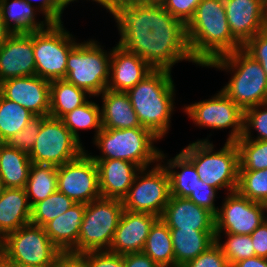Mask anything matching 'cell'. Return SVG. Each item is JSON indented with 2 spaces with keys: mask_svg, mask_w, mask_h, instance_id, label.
Segmentation results:
<instances>
[{
  "mask_svg": "<svg viewBox=\"0 0 267 267\" xmlns=\"http://www.w3.org/2000/svg\"><path fill=\"white\" fill-rule=\"evenodd\" d=\"M103 8L113 15L118 45L144 59L154 70H168L183 60L195 63L186 26L160 3L146 0H109Z\"/></svg>",
  "mask_w": 267,
  "mask_h": 267,
  "instance_id": "1",
  "label": "cell"
},
{
  "mask_svg": "<svg viewBox=\"0 0 267 267\" xmlns=\"http://www.w3.org/2000/svg\"><path fill=\"white\" fill-rule=\"evenodd\" d=\"M186 37L193 60L202 67L242 48L231 34L223 0H201L186 25Z\"/></svg>",
  "mask_w": 267,
  "mask_h": 267,
  "instance_id": "2",
  "label": "cell"
},
{
  "mask_svg": "<svg viewBox=\"0 0 267 267\" xmlns=\"http://www.w3.org/2000/svg\"><path fill=\"white\" fill-rule=\"evenodd\" d=\"M172 71L153 70L133 88L126 91L143 128L159 139L167 133L174 111L175 85Z\"/></svg>",
  "mask_w": 267,
  "mask_h": 267,
  "instance_id": "3",
  "label": "cell"
},
{
  "mask_svg": "<svg viewBox=\"0 0 267 267\" xmlns=\"http://www.w3.org/2000/svg\"><path fill=\"white\" fill-rule=\"evenodd\" d=\"M206 67L230 72L232 76L221 91L243 111L267 102L266 74L260 63L242 48L213 60Z\"/></svg>",
  "mask_w": 267,
  "mask_h": 267,
  "instance_id": "4",
  "label": "cell"
},
{
  "mask_svg": "<svg viewBox=\"0 0 267 267\" xmlns=\"http://www.w3.org/2000/svg\"><path fill=\"white\" fill-rule=\"evenodd\" d=\"M209 138L189 143L181 152L193 163L200 180L217 191L237 190L239 176V152L235 142H225L224 146L214 151Z\"/></svg>",
  "mask_w": 267,
  "mask_h": 267,
  "instance_id": "5",
  "label": "cell"
},
{
  "mask_svg": "<svg viewBox=\"0 0 267 267\" xmlns=\"http://www.w3.org/2000/svg\"><path fill=\"white\" fill-rule=\"evenodd\" d=\"M160 140L143 127L104 129L96 135L94 145L102 153L93 159H122L147 168L160 161L161 150L154 145ZM153 163V164H152Z\"/></svg>",
  "mask_w": 267,
  "mask_h": 267,
  "instance_id": "6",
  "label": "cell"
},
{
  "mask_svg": "<svg viewBox=\"0 0 267 267\" xmlns=\"http://www.w3.org/2000/svg\"><path fill=\"white\" fill-rule=\"evenodd\" d=\"M96 40L78 43L67 57L66 80L98 97L107 89L110 80L111 51L103 50Z\"/></svg>",
  "mask_w": 267,
  "mask_h": 267,
  "instance_id": "7",
  "label": "cell"
},
{
  "mask_svg": "<svg viewBox=\"0 0 267 267\" xmlns=\"http://www.w3.org/2000/svg\"><path fill=\"white\" fill-rule=\"evenodd\" d=\"M123 211L122 200L118 199L100 197L86 204L78 242L70 252L109 250Z\"/></svg>",
  "mask_w": 267,
  "mask_h": 267,
  "instance_id": "8",
  "label": "cell"
},
{
  "mask_svg": "<svg viewBox=\"0 0 267 267\" xmlns=\"http://www.w3.org/2000/svg\"><path fill=\"white\" fill-rule=\"evenodd\" d=\"M61 252L43 227L31 223L1 240L2 259L11 265L54 266Z\"/></svg>",
  "mask_w": 267,
  "mask_h": 267,
  "instance_id": "9",
  "label": "cell"
},
{
  "mask_svg": "<svg viewBox=\"0 0 267 267\" xmlns=\"http://www.w3.org/2000/svg\"><path fill=\"white\" fill-rule=\"evenodd\" d=\"M61 23H51L47 28L33 31V50L36 75L53 81L67 76V57L79 43Z\"/></svg>",
  "mask_w": 267,
  "mask_h": 267,
  "instance_id": "10",
  "label": "cell"
},
{
  "mask_svg": "<svg viewBox=\"0 0 267 267\" xmlns=\"http://www.w3.org/2000/svg\"><path fill=\"white\" fill-rule=\"evenodd\" d=\"M148 168L138 171L122 204L128 211L161 217L171 196L169 175L160 161Z\"/></svg>",
  "mask_w": 267,
  "mask_h": 267,
  "instance_id": "11",
  "label": "cell"
},
{
  "mask_svg": "<svg viewBox=\"0 0 267 267\" xmlns=\"http://www.w3.org/2000/svg\"><path fill=\"white\" fill-rule=\"evenodd\" d=\"M84 151L85 147L61 119L48 116L42 122L29 157L32 163L59 167L77 158Z\"/></svg>",
  "mask_w": 267,
  "mask_h": 267,
  "instance_id": "12",
  "label": "cell"
},
{
  "mask_svg": "<svg viewBox=\"0 0 267 267\" xmlns=\"http://www.w3.org/2000/svg\"><path fill=\"white\" fill-rule=\"evenodd\" d=\"M210 99L183 107V110L199 127L223 130L231 128L226 142H236L243 135L244 111L221 90Z\"/></svg>",
  "mask_w": 267,
  "mask_h": 267,
  "instance_id": "13",
  "label": "cell"
},
{
  "mask_svg": "<svg viewBox=\"0 0 267 267\" xmlns=\"http://www.w3.org/2000/svg\"><path fill=\"white\" fill-rule=\"evenodd\" d=\"M85 150L77 158L57 167V191L75 203L88 204L101 197L96 162Z\"/></svg>",
  "mask_w": 267,
  "mask_h": 267,
  "instance_id": "14",
  "label": "cell"
},
{
  "mask_svg": "<svg viewBox=\"0 0 267 267\" xmlns=\"http://www.w3.org/2000/svg\"><path fill=\"white\" fill-rule=\"evenodd\" d=\"M215 215V236L221 233L250 235L264 222L262 203L242 196L237 190L227 192Z\"/></svg>",
  "mask_w": 267,
  "mask_h": 267,
  "instance_id": "15",
  "label": "cell"
},
{
  "mask_svg": "<svg viewBox=\"0 0 267 267\" xmlns=\"http://www.w3.org/2000/svg\"><path fill=\"white\" fill-rule=\"evenodd\" d=\"M0 94L35 116H49L50 81L37 75L10 78L0 82Z\"/></svg>",
  "mask_w": 267,
  "mask_h": 267,
  "instance_id": "16",
  "label": "cell"
},
{
  "mask_svg": "<svg viewBox=\"0 0 267 267\" xmlns=\"http://www.w3.org/2000/svg\"><path fill=\"white\" fill-rule=\"evenodd\" d=\"M36 75L33 31L13 33L0 48V82Z\"/></svg>",
  "mask_w": 267,
  "mask_h": 267,
  "instance_id": "17",
  "label": "cell"
},
{
  "mask_svg": "<svg viewBox=\"0 0 267 267\" xmlns=\"http://www.w3.org/2000/svg\"><path fill=\"white\" fill-rule=\"evenodd\" d=\"M232 36L243 46L266 29L265 0H223Z\"/></svg>",
  "mask_w": 267,
  "mask_h": 267,
  "instance_id": "18",
  "label": "cell"
},
{
  "mask_svg": "<svg viewBox=\"0 0 267 267\" xmlns=\"http://www.w3.org/2000/svg\"><path fill=\"white\" fill-rule=\"evenodd\" d=\"M158 218L124 209L108 251L120 255L142 252L151 227Z\"/></svg>",
  "mask_w": 267,
  "mask_h": 267,
  "instance_id": "19",
  "label": "cell"
},
{
  "mask_svg": "<svg viewBox=\"0 0 267 267\" xmlns=\"http://www.w3.org/2000/svg\"><path fill=\"white\" fill-rule=\"evenodd\" d=\"M154 69L141 57L118 44L112 48L108 90L126 92L133 88Z\"/></svg>",
  "mask_w": 267,
  "mask_h": 267,
  "instance_id": "20",
  "label": "cell"
},
{
  "mask_svg": "<svg viewBox=\"0 0 267 267\" xmlns=\"http://www.w3.org/2000/svg\"><path fill=\"white\" fill-rule=\"evenodd\" d=\"M160 218L169 229L215 231V216L186 197L170 196Z\"/></svg>",
  "mask_w": 267,
  "mask_h": 267,
  "instance_id": "21",
  "label": "cell"
},
{
  "mask_svg": "<svg viewBox=\"0 0 267 267\" xmlns=\"http://www.w3.org/2000/svg\"><path fill=\"white\" fill-rule=\"evenodd\" d=\"M98 167L101 197L122 200L141 169L122 159H93Z\"/></svg>",
  "mask_w": 267,
  "mask_h": 267,
  "instance_id": "22",
  "label": "cell"
},
{
  "mask_svg": "<svg viewBox=\"0 0 267 267\" xmlns=\"http://www.w3.org/2000/svg\"><path fill=\"white\" fill-rule=\"evenodd\" d=\"M31 206L24 188H5L0 196V240L30 223Z\"/></svg>",
  "mask_w": 267,
  "mask_h": 267,
  "instance_id": "23",
  "label": "cell"
},
{
  "mask_svg": "<svg viewBox=\"0 0 267 267\" xmlns=\"http://www.w3.org/2000/svg\"><path fill=\"white\" fill-rule=\"evenodd\" d=\"M102 98L101 124L104 129H127L142 127L126 92L106 89Z\"/></svg>",
  "mask_w": 267,
  "mask_h": 267,
  "instance_id": "24",
  "label": "cell"
},
{
  "mask_svg": "<svg viewBox=\"0 0 267 267\" xmlns=\"http://www.w3.org/2000/svg\"><path fill=\"white\" fill-rule=\"evenodd\" d=\"M85 208L86 204L75 203L43 226L50 240L62 252H70L77 245Z\"/></svg>",
  "mask_w": 267,
  "mask_h": 267,
  "instance_id": "25",
  "label": "cell"
},
{
  "mask_svg": "<svg viewBox=\"0 0 267 267\" xmlns=\"http://www.w3.org/2000/svg\"><path fill=\"white\" fill-rule=\"evenodd\" d=\"M38 12L41 14L37 5H30L25 0H0L1 18L12 33H29L47 28L52 22L47 18L36 20Z\"/></svg>",
  "mask_w": 267,
  "mask_h": 267,
  "instance_id": "26",
  "label": "cell"
},
{
  "mask_svg": "<svg viewBox=\"0 0 267 267\" xmlns=\"http://www.w3.org/2000/svg\"><path fill=\"white\" fill-rule=\"evenodd\" d=\"M175 267L193 260L215 242V231L170 229Z\"/></svg>",
  "mask_w": 267,
  "mask_h": 267,
  "instance_id": "27",
  "label": "cell"
},
{
  "mask_svg": "<svg viewBox=\"0 0 267 267\" xmlns=\"http://www.w3.org/2000/svg\"><path fill=\"white\" fill-rule=\"evenodd\" d=\"M166 157L167 155L161 151L160 162H163L170 179V195L187 198L200 180L196 168L181 151L175 157L167 159L165 163L163 160H166Z\"/></svg>",
  "mask_w": 267,
  "mask_h": 267,
  "instance_id": "28",
  "label": "cell"
},
{
  "mask_svg": "<svg viewBox=\"0 0 267 267\" xmlns=\"http://www.w3.org/2000/svg\"><path fill=\"white\" fill-rule=\"evenodd\" d=\"M31 166L28 154L7 143L0 145V178L5 188H25Z\"/></svg>",
  "mask_w": 267,
  "mask_h": 267,
  "instance_id": "29",
  "label": "cell"
},
{
  "mask_svg": "<svg viewBox=\"0 0 267 267\" xmlns=\"http://www.w3.org/2000/svg\"><path fill=\"white\" fill-rule=\"evenodd\" d=\"M87 97L90 98V94L66 79L50 81L49 116L61 119L68 112L85 104L88 101Z\"/></svg>",
  "mask_w": 267,
  "mask_h": 267,
  "instance_id": "30",
  "label": "cell"
},
{
  "mask_svg": "<svg viewBox=\"0 0 267 267\" xmlns=\"http://www.w3.org/2000/svg\"><path fill=\"white\" fill-rule=\"evenodd\" d=\"M142 252L159 267H175L170 229L160 217L152 225Z\"/></svg>",
  "mask_w": 267,
  "mask_h": 267,
  "instance_id": "31",
  "label": "cell"
},
{
  "mask_svg": "<svg viewBox=\"0 0 267 267\" xmlns=\"http://www.w3.org/2000/svg\"><path fill=\"white\" fill-rule=\"evenodd\" d=\"M57 167L32 163L29 177L25 185L30 206L46 199L57 191Z\"/></svg>",
  "mask_w": 267,
  "mask_h": 267,
  "instance_id": "32",
  "label": "cell"
},
{
  "mask_svg": "<svg viewBox=\"0 0 267 267\" xmlns=\"http://www.w3.org/2000/svg\"><path fill=\"white\" fill-rule=\"evenodd\" d=\"M61 120L73 136L82 144L79 130L95 129L94 138L101 131V107L99 104L88 100L82 106L68 112Z\"/></svg>",
  "mask_w": 267,
  "mask_h": 267,
  "instance_id": "33",
  "label": "cell"
},
{
  "mask_svg": "<svg viewBox=\"0 0 267 267\" xmlns=\"http://www.w3.org/2000/svg\"><path fill=\"white\" fill-rule=\"evenodd\" d=\"M33 116L28 109L0 94V142L6 143L20 132Z\"/></svg>",
  "mask_w": 267,
  "mask_h": 267,
  "instance_id": "34",
  "label": "cell"
},
{
  "mask_svg": "<svg viewBox=\"0 0 267 267\" xmlns=\"http://www.w3.org/2000/svg\"><path fill=\"white\" fill-rule=\"evenodd\" d=\"M75 202L65 194L56 191L31 207L30 223L43 227L49 221L70 209Z\"/></svg>",
  "mask_w": 267,
  "mask_h": 267,
  "instance_id": "35",
  "label": "cell"
},
{
  "mask_svg": "<svg viewBox=\"0 0 267 267\" xmlns=\"http://www.w3.org/2000/svg\"><path fill=\"white\" fill-rule=\"evenodd\" d=\"M235 143L239 152V170L267 168V140L240 138Z\"/></svg>",
  "mask_w": 267,
  "mask_h": 267,
  "instance_id": "36",
  "label": "cell"
},
{
  "mask_svg": "<svg viewBox=\"0 0 267 267\" xmlns=\"http://www.w3.org/2000/svg\"><path fill=\"white\" fill-rule=\"evenodd\" d=\"M237 191L254 202H265L267 200V168L239 170Z\"/></svg>",
  "mask_w": 267,
  "mask_h": 267,
  "instance_id": "37",
  "label": "cell"
},
{
  "mask_svg": "<svg viewBox=\"0 0 267 267\" xmlns=\"http://www.w3.org/2000/svg\"><path fill=\"white\" fill-rule=\"evenodd\" d=\"M223 235L227 236L225 237L227 238L225 242L223 241L222 243L221 236H215V241L221 248L230 267L240 260L255 256V250L250 235L231 233H223Z\"/></svg>",
  "mask_w": 267,
  "mask_h": 267,
  "instance_id": "38",
  "label": "cell"
},
{
  "mask_svg": "<svg viewBox=\"0 0 267 267\" xmlns=\"http://www.w3.org/2000/svg\"><path fill=\"white\" fill-rule=\"evenodd\" d=\"M252 129L258 132L256 138L251 135ZM241 138L267 140V102L244 110Z\"/></svg>",
  "mask_w": 267,
  "mask_h": 267,
  "instance_id": "39",
  "label": "cell"
},
{
  "mask_svg": "<svg viewBox=\"0 0 267 267\" xmlns=\"http://www.w3.org/2000/svg\"><path fill=\"white\" fill-rule=\"evenodd\" d=\"M48 116H33L27 125L6 142L9 146L29 155L31 152L42 122Z\"/></svg>",
  "mask_w": 267,
  "mask_h": 267,
  "instance_id": "40",
  "label": "cell"
},
{
  "mask_svg": "<svg viewBox=\"0 0 267 267\" xmlns=\"http://www.w3.org/2000/svg\"><path fill=\"white\" fill-rule=\"evenodd\" d=\"M181 267H230L221 248L215 241L203 253Z\"/></svg>",
  "mask_w": 267,
  "mask_h": 267,
  "instance_id": "41",
  "label": "cell"
},
{
  "mask_svg": "<svg viewBox=\"0 0 267 267\" xmlns=\"http://www.w3.org/2000/svg\"><path fill=\"white\" fill-rule=\"evenodd\" d=\"M200 2L201 0H164L161 5L172 17L186 26Z\"/></svg>",
  "mask_w": 267,
  "mask_h": 267,
  "instance_id": "42",
  "label": "cell"
},
{
  "mask_svg": "<svg viewBox=\"0 0 267 267\" xmlns=\"http://www.w3.org/2000/svg\"><path fill=\"white\" fill-rule=\"evenodd\" d=\"M242 49L260 63L267 77V28L248 40Z\"/></svg>",
  "mask_w": 267,
  "mask_h": 267,
  "instance_id": "43",
  "label": "cell"
},
{
  "mask_svg": "<svg viewBox=\"0 0 267 267\" xmlns=\"http://www.w3.org/2000/svg\"><path fill=\"white\" fill-rule=\"evenodd\" d=\"M217 190L202 180H198V185L195 190L187 197L190 201L198 205L199 207L205 208L210 211L214 216L218 212V206H215V198H218Z\"/></svg>",
  "mask_w": 267,
  "mask_h": 267,
  "instance_id": "44",
  "label": "cell"
},
{
  "mask_svg": "<svg viewBox=\"0 0 267 267\" xmlns=\"http://www.w3.org/2000/svg\"><path fill=\"white\" fill-rule=\"evenodd\" d=\"M30 5H34L32 0H25ZM37 8L41 11L44 18H47L52 23H61L64 9L71 2L78 0H39Z\"/></svg>",
  "mask_w": 267,
  "mask_h": 267,
  "instance_id": "45",
  "label": "cell"
},
{
  "mask_svg": "<svg viewBox=\"0 0 267 267\" xmlns=\"http://www.w3.org/2000/svg\"><path fill=\"white\" fill-rule=\"evenodd\" d=\"M88 267H124V255L110 251H92L86 253Z\"/></svg>",
  "mask_w": 267,
  "mask_h": 267,
  "instance_id": "46",
  "label": "cell"
},
{
  "mask_svg": "<svg viewBox=\"0 0 267 267\" xmlns=\"http://www.w3.org/2000/svg\"><path fill=\"white\" fill-rule=\"evenodd\" d=\"M255 256L267 259V222H263L251 234Z\"/></svg>",
  "mask_w": 267,
  "mask_h": 267,
  "instance_id": "47",
  "label": "cell"
},
{
  "mask_svg": "<svg viewBox=\"0 0 267 267\" xmlns=\"http://www.w3.org/2000/svg\"><path fill=\"white\" fill-rule=\"evenodd\" d=\"M53 267H88L86 253L61 252Z\"/></svg>",
  "mask_w": 267,
  "mask_h": 267,
  "instance_id": "48",
  "label": "cell"
},
{
  "mask_svg": "<svg viewBox=\"0 0 267 267\" xmlns=\"http://www.w3.org/2000/svg\"><path fill=\"white\" fill-rule=\"evenodd\" d=\"M124 267H159L143 252L124 254Z\"/></svg>",
  "mask_w": 267,
  "mask_h": 267,
  "instance_id": "49",
  "label": "cell"
},
{
  "mask_svg": "<svg viewBox=\"0 0 267 267\" xmlns=\"http://www.w3.org/2000/svg\"><path fill=\"white\" fill-rule=\"evenodd\" d=\"M232 267H267V259L253 256L238 261Z\"/></svg>",
  "mask_w": 267,
  "mask_h": 267,
  "instance_id": "50",
  "label": "cell"
},
{
  "mask_svg": "<svg viewBox=\"0 0 267 267\" xmlns=\"http://www.w3.org/2000/svg\"><path fill=\"white\" fill-rule=\"evenodd\" d=\"M13 33L11 30L5 25L3 22L1 15H0V48L5 44L7 39L12 35Z\"/></svg>",
  "mask_w": 267,
  "mask_h": 267,
  "instance_id": "51",
  "label": "cell"
},
{
  "mask_svg": "<svg viewBox=\"0 0 267 267\" xmlns=\"http://www.w3.org/2000/svg\"><path fill=\"white\" fill-rule=\"evenodd\" d=\"M263 206V211H264V221L267 222V214H265V212L267 213V201L262 203Z\"/></svg>",
  "mask_w": 267,
  "mask_h": 267,
  "instance_id": "52",
  "label": "cell"
},
{
  "mask_svg": "<svg viewBox=\"0 0 267 267\" xmlns=\"http://www.w3.org/2000/svg\"><path fill=\"white\" fill-rule=\"evenodd\" d=\"M0 267H14V265H11L7 262H5L2 258L0 259Z\"/></svg>",
  "mask_w": 267,
  "mask_h": 267,
  "instance_id": "53",
  "label": "cell"
},
{
  "mask_svg": "<svg viewBox=\"0 0 267 267\" xmlns=\"http://www.w3.org/2000/svg\"><path fill=\"white\" fill-rule=\"evenodd\" d=\"M4 189H5V186H4V184H3L2 179L0 178V196L2 195Z\"/></svg>",
  "mask_w": 267,
  "mask_h": 267,
  "instance_id": "54",
  "label": "cell"
},
{
  "mask_svg": "<svg viewBox=\"0 0 267 267\" xmlns=\"http://www.w3.org/2000/svg\"><path fill=\"white\" fill-rule=\"evenodd\" d=\"M92 1L97 2L99 5L103 6L109 0H92Z\"/></svg>",
  "mask_w": 267,
  "mask_h": 267,
  "instance_id": "55",
  "label": "cell"
},
{
  "mask_svg": "<svg viewBox=\"0 0 267 267\" xmlns=\"http://www.w3.org/2000/svg\"><path fill=\"white\" fill-rule=\"evenodd\" d=\"M14 267H53V266H27V265H14Z\"/></svg>",
  "mask_w": 267,
  "mask_h": 267,
  "instance_id": "56",
  "label": "cell"
},
{
  "mask_svg": "<svg viewBox=\"0 0 267 267\" xmlns=\"http://www.w3.org/2000/svg\"><path fill=\"white\" fill-rule=\"evenodd\" d=\"M265 21H266V28H267V0H265Z\"/></svg>",
  "mask_w": 267,
  "mask_h": 267,
  "instance_id": "57",
  "label": "cell"
},
{
  "mask_svg": "<svg viewBox=\"0 0 267 267\" xmlns=\"http://www.w3.org/2000/svg\"><path fill=\"white\" fill-rule=\"evenodd\" d=\"M146 1H149V2H155V3H162L164 0H146Z\"/></svg>",
  "mask_w": 267,
  "mask_h": 267,
  "instance_id": "58",
  "label": "cell"
},
{
  "mask_svg": "<svg viewBox=\"0 0 267 267\" xmlns=\"http://www.w3.org/2000/svg\"><path fill=\"white\" fill-rule=\"evenodd\" d=\"M2 258V253H1V244H0V259Z\"/></svg>",
  "mask_w": 267,
  "mask_h": 267,
  "instance_id": "59",
  "label": "cell"
}]
</instances>
